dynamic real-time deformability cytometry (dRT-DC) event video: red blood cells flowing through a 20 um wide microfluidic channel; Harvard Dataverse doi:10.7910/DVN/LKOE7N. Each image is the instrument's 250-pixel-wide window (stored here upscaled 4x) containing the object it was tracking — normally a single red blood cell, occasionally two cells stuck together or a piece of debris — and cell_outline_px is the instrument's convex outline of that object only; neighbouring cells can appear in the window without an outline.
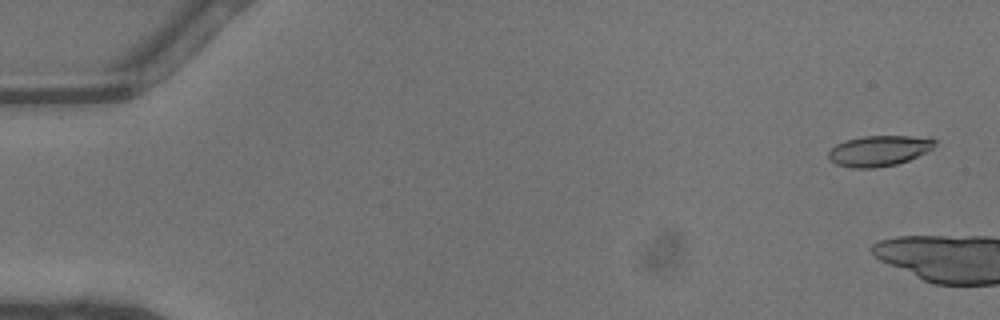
{"species": "common noctule bat (a hibernating species)", "species_latin": "Nyctalus noctula", "temperature_condition": "warm", "stored_images_in_passage": 5, "camera_frame_rate_fps": 3000, "um_per_image_px": 0.085, "animal": {"sex": "male", "body_mass_g": 13.3}, "frame": {"image": 1, "passage_image": 2, "time_ms": 0.333, "image_size_px": [1000, 320], "cell_outline_px": [[936, 144], [928, 152], [908, 160], [896, 164], [876, 168], [852, 168], [836, 164], [828, 156], [828, 152], [836, 144], [844, 140], [860, 136], [908, 136], [936, 140]], "centroid_in_image_um": [74.69, 12.82], "position_along_channel_um": 10.3, "area_um2": 18.9}}